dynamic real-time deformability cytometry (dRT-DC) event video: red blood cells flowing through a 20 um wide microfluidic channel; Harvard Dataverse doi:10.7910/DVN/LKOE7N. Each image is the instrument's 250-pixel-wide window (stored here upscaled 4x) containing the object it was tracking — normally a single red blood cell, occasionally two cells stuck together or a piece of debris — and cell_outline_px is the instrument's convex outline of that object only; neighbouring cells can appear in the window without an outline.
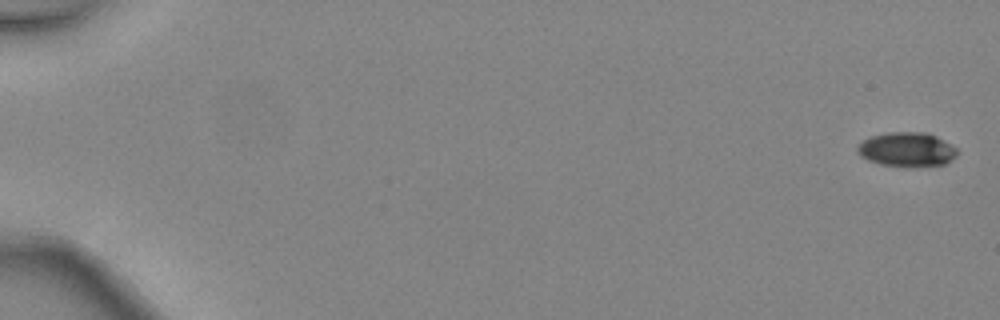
{"species": "common noctule bat (a hibernating species)", "species_latin": "Nyctalus noctula", "temperature_condition": "warm", "stored_images_in_passage": 3, "camera_frame_rate_fps": 3000, "um_per_image_px": 0.085, "animal": {"sex": "female", "body_mass_g": 24.6, "forearm_length_mm": 56.2}, "frame": {"image": 1, "passage_image": 1, "time_ms": 0.0, "image_size_px": [1000, 320], "cell_outline_px": [[956, 156], [944, 164], [908, 168], [904, 168], [880, 164], [868, 160], [860, 156], [856, 152], [856, 148], [868, 136], [888, 132], [924, 132], [936, 136], [956, 148]], "centroid_in_image_um": [77.03, 12.72], "position_along_channel_um": 8.0, "area_um2": 20.17}}